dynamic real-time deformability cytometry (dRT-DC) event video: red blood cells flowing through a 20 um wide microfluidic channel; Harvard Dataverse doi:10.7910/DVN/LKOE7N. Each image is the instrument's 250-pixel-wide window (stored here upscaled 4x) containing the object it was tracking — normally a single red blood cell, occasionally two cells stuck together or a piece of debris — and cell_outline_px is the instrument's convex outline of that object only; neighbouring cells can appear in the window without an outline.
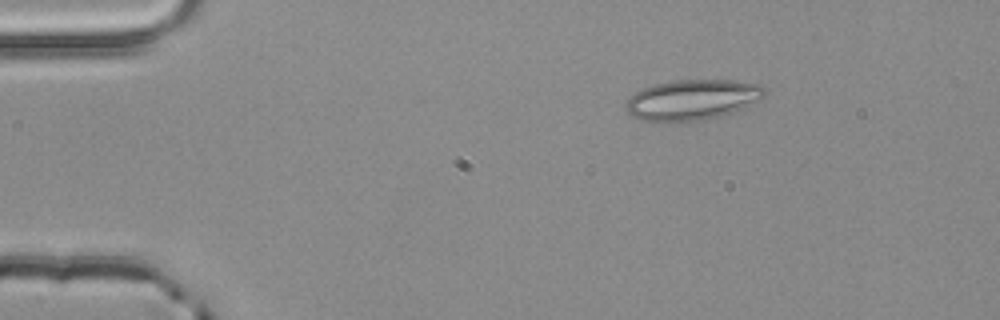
{"species": "common noctule bat (a hibernating species)", "species_latin": "Nyctalus noctula", "temperature_condition": "room temperature", "stored_images_in_passage": 4, "camera_frame_rate_fps": 3000, "um_per_image_px": 0.085, "animal": {"sex": "male", "body_mass_g": 20.4}, "frame": {"image": 1, "passage_image": 1, "time_ms": 0.0, "image_size_px": [1000, 320], "cell_outline_px": [[768, 88], [764, 96], [744, 108], [720, 116], [704, 120], [644, 120], [632, 116], [628, 112], [624, 104], [636, 92], [652, 84], [672, 80], [732, 80], [760, 84]], "centroid_in_image_um": [58.89, 8.45], "position_along_channel_um": 26.1, "area_um2": 32.37}}
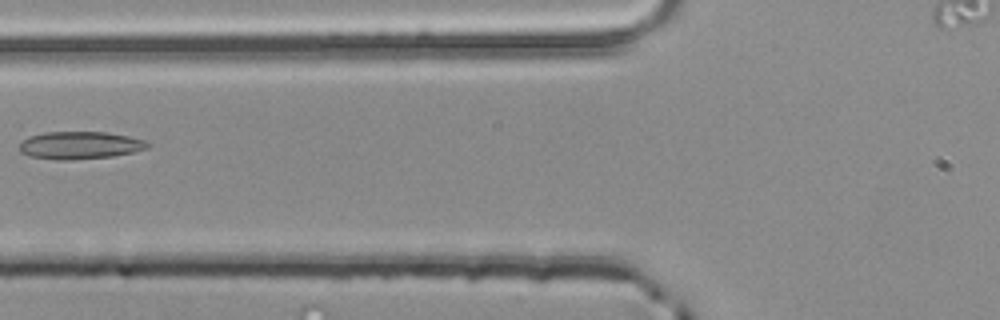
{"frame": {"image": 2, "passage_image": 4, "time_ms": 1.0, "image_size_px": [1000, 320], "cell_outline_px": [[152, 144], [148, 148], [132, 152], [112, 156], [72, 160], [56, 160], [28, 156], [20, 152], [16, 148], [28, 136], [44, 132], [108, 132], [128, 136], [144, 140]], "centroid_in_image_um": [6.76, 12.35], "position_along_channel_um": 119.0, "area_um2": 20.81}}